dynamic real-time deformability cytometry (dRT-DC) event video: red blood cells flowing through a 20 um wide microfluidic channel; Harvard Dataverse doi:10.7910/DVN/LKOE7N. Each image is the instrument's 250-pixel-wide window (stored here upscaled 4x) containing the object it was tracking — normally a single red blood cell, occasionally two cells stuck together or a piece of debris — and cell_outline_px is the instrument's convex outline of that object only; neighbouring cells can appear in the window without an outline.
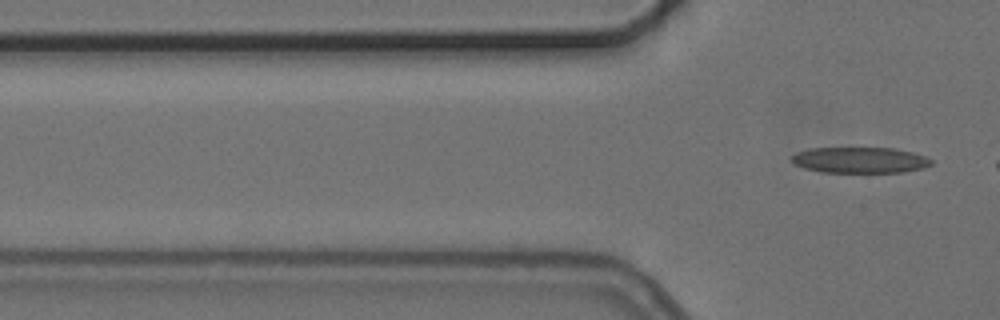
{"species": "common noctule bat (a hibernating species)", "species_latin": "Nyctalus noctula", "temperature_condition": "cold", "stored_images_in_passage": 7, "segment_of_instrument_passage": [2, 2], "camera_frame_rate_fps": 3000, "um_per_image_px": 0.085, "animal": {"sex": "female", "body_mass_g": 24.6, "forearm_length_mm": 56.2}, "frame": {"image": 1, "passage_image": 7, "time_ms": 8.0, "image_size_px": [1000, 320], "cell_outline_px": [[932, 164], [924, 168], [900, 172], [820, 172], [804, 168], [796, 164], [792, 160], [792, 156], [796, 152], [808, 148], [896, 148], [912, 152], [924, 156], [932, 160]], "centroid_in_image_um": [73.09, 13.6], "position_along_channel_um": 52.7, "area_um2": 21.04}}